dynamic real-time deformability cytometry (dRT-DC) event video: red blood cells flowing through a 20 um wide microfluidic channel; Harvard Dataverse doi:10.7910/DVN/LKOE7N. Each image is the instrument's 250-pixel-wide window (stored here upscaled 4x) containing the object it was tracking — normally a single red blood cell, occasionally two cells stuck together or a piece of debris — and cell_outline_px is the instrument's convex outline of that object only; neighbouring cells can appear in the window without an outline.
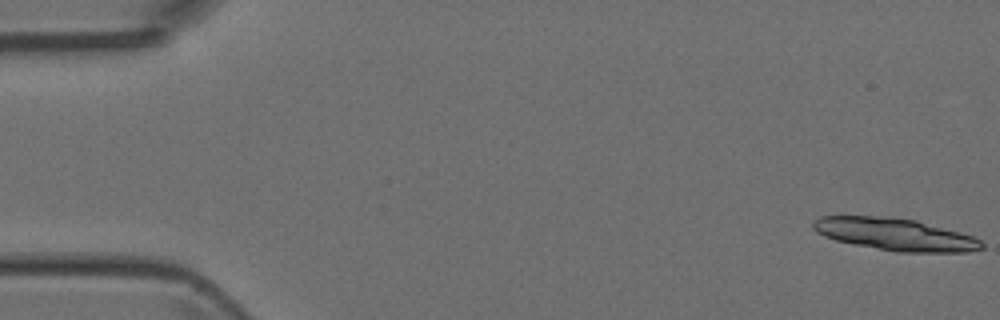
{"species": "Egyptian fruit bat (a non-hibernating species)", "species_latin": "Rousettus aegyptiacus", "temperature_condition": "room temperature", "stored_images_in_passage": 51, "camera_frame_rate_fps": 3000, "um_per_image_px": 0.085, "animal": {"sex": "female"}, "frame": {"image": 1, "passage_image": 1, "time_ms": 0.0, "image_size_px": [1000, 320], "cell_outline_px": [[984, 248], [968, 252], [896, 252], [836, 240], [824, 236], [816, 232], [812, 228], [812, 224], [820, 216], [888, 216], [916, 220], [960, 232], [972, 236], [980, 240], [984, 244]], "centroid_in_image_um": [76.1, 19.91], "position_along_channel_um": 8.9, "area_um2": 31.62}}
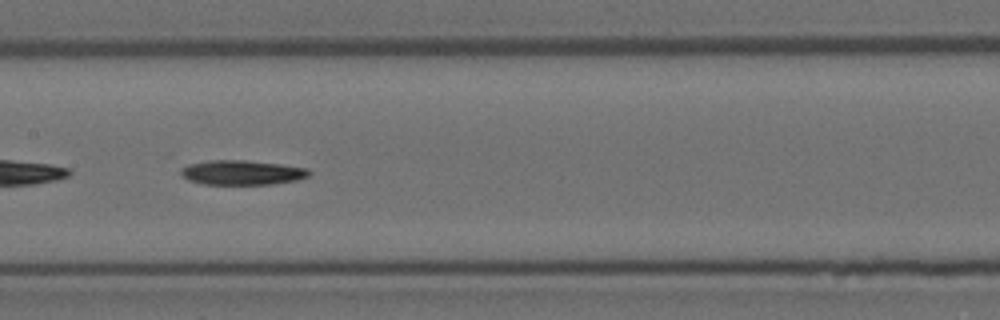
{"frame": {"image": 2, "passage_image": 25, "time_ms": 8.0, "image_size_px": [1000, 320], "cell_outline_px": [[312, 172], [308, 176], [296, 180], [272, 184], [204, 184], [188, 180], [180, 176], [180, 172], [188, 164], [212, 160], [244, 160], [280, 164], [308, 168]], "centroid_in_image_um": [20.57, 14.67], "position_along_channel_um": 186.8, "area_um2": 18.32}}
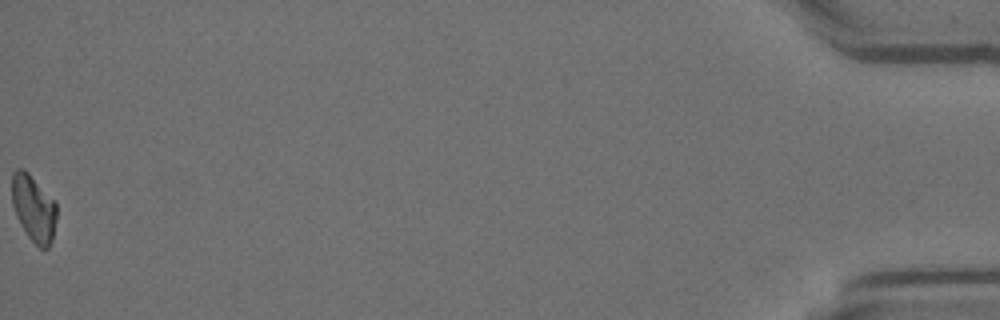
{"frame": {"image": 3, "passage_image": 51, "time_ms": 16.667, "image_size_px": [1000, 320], "cell_outline_px": [[56, 220], [52, 240], [48, 248], [40, 248], [28, 236], [20, 224], [16, 216], [12, 204], [12, 172], [16, 168], [24, 168], [56, 200]], "centroid_in_image_um": [2.86, 17.66], "position_along_channel_um": 432.3, "area_um2": 17.57}}